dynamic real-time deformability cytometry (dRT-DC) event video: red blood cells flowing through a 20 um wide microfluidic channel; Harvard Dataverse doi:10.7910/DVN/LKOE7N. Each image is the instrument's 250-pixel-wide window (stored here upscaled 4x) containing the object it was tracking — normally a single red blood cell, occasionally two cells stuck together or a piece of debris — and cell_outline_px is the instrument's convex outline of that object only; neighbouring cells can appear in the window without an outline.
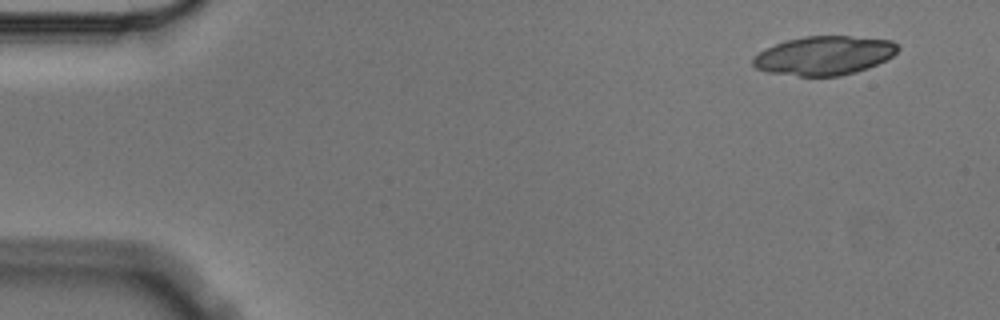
{"species": "Egyptian fruit bat (a non-hibernating species)", "species_latin": "Rousettus aegyptiacus", "temperature_condition": "cold", "stored_images_in_passage": 10, "camera_frame_rate_fps": 3000, "um_per_image_px": 0.085, "animal": {"sex": "male"}, "frame": {"image": 1, "passage_image": 1, "time_ms": 0.0, "image_size_px": [1000, 320], "cell_outline_px": [[900, 48], [892, 56], [868, 68], [856, 72], [840, 76], [800, 76], [768, 72], [756, 68], [752, 64], [752, 56], [776, 44], [788, 40], [804, 36], [852, 36], [892, 40]], "centroid_in_image_um": [70.06, 4.72], "position_along_channel_um": 14.9, "area_um2": 32.71}}
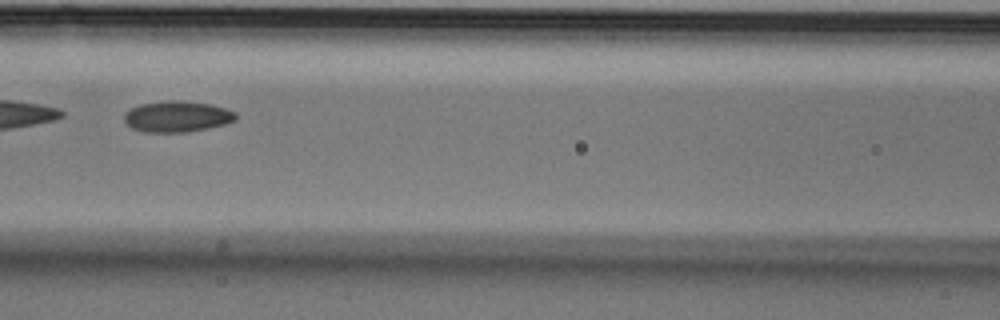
{"frame": {"image": 2, "passage_image": 6, "time_ms": 1.667, "image_size_px": [1000, 320], "cell_outline_px": [[236, 120], [224, 124], [208, 128], [184, 132], [144, 132], [132, 128], [124, 120], [124, 112], [128, 108], [140, 104], [168, 100], [180, 100], [212, 104], [236, 112]], "centroid_in_image_um": [15.03, 9.89], "position_along_channel_um": 151.6, "area_um2": 20.29}}
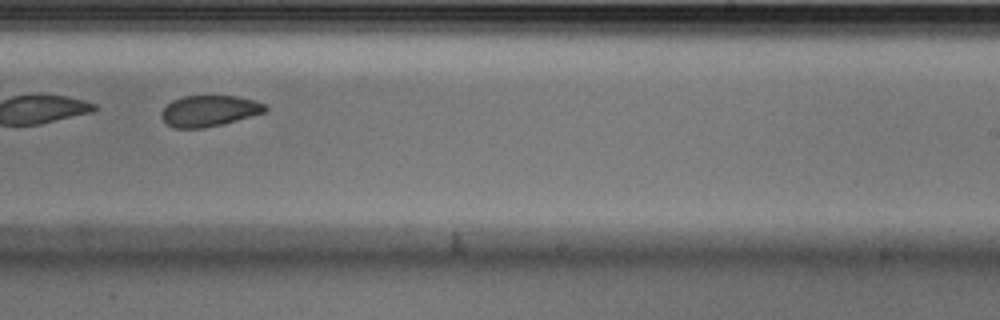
{"frame": {"image": 3, "passage_image": 9, "time_ms": 2.667, "image_size_px": [1000, 320], "cell_outline_px": [[268, 108], [264, 112], [236, 120], [204, 128], [172, 128], [160, 116], [160, 112], [172, 100], [184, 96], [236, 96], [252, 100], [264, 104]], "centroid_in_image_um": [17.73, 9.42], "position_along_channel_um": 271.3, "area_um2": 18.5}}